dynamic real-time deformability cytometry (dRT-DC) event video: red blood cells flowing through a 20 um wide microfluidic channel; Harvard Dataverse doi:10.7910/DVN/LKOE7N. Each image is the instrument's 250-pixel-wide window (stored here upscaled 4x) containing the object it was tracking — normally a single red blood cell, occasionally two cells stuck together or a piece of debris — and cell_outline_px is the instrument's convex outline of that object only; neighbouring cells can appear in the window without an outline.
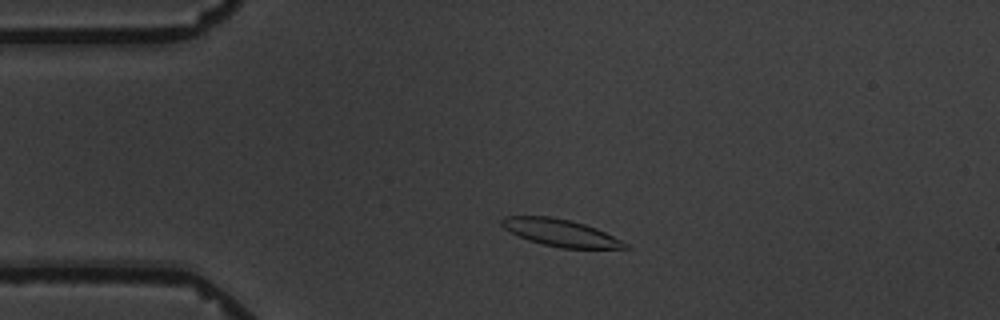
{"species": "common noctule bat (a hibernating species)", "species_latin": "Nyctalus noctula", "temperature_condition": "warm", "stored_images_in_passage": 13, "camera_frame_rate_fps": 3000, "um_per_image_px": 0.085, "animal": {"sex": "male", "body_mass_g": 19.5, "forearm_length_mm": 54.6}, "frame": {"image": 1, "passage_image": 2, "time_ms": 1.667, "image_size_px": [1000, 320], "cell_outline_px": [[632, 248], [560, 248], [528, 240], [504, 228], [500, 224], [500, 220], [504, 216], [552, 216], [572, 220], [596, 228], [628, 244]], "centroid_in_image_um": [47.62, 19.77], "position_along_channel_um": 37.4, "area_um2": 19.31}}
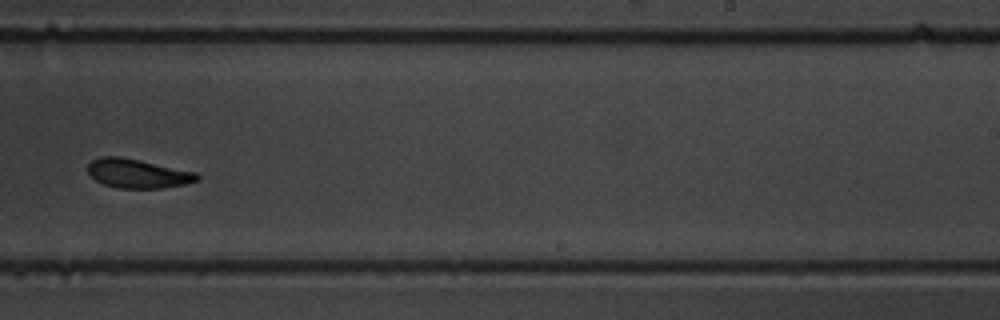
{"frame": {"image": 2, "passage_image": 8, "time_ms": 9.667, "image_size_px": [1000, 320], "cell_outline_px": [[200, 180], [184, 184], [164, 188], [116, 188], [104, 184], [96, 180], [88, 172], [88, 164], [92, 160], [100, 156], [120, 156], [140, 160], [196, 172], [200, 176]], "centroid_in_image_um": [11.71, 14.74], "position_along_channel_um": 277.3, "area_um2": 18.55}}
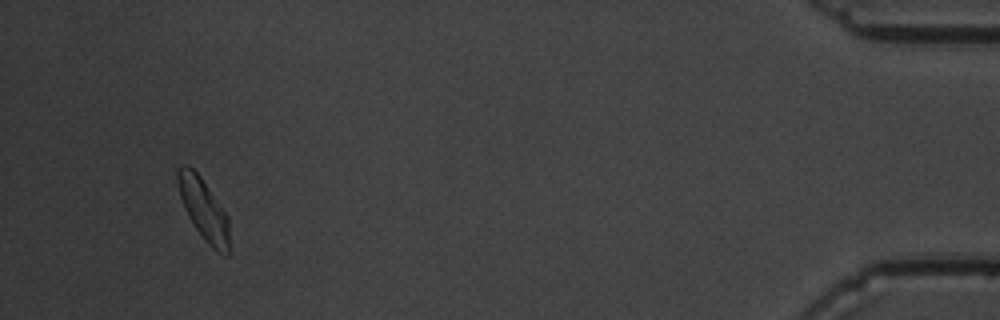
{"frame": {"image": 3, "passage_image": 13, "time_ms": 16.0, "image_size_px": [1000, 320], "cell_outline_px": [[228, 256], [224, 256], [216, 252], [208, 244], [196, 228], [188, 216], [184, 208], [180, 196], [176, 180], [176, 168], [180, 164], [188, 164], [200, 176], [228, 216]], "centroid_in_image_um": [17.27, 17.75], "position_along_channel_um": 417.9, "area_um2": 18.44}, "authors_computed_cell_mechanics": {"area_um2": 18.5538, "velocity_mm_per_s": 3.3966, "shape_relaxation_time_tau1_ms": 5.4354, "shape_relaxation_time_tau2_ms": 2.6226, "deformation_change_tau1": 0.1478, "deformation_change_tau2": 0.0876}}